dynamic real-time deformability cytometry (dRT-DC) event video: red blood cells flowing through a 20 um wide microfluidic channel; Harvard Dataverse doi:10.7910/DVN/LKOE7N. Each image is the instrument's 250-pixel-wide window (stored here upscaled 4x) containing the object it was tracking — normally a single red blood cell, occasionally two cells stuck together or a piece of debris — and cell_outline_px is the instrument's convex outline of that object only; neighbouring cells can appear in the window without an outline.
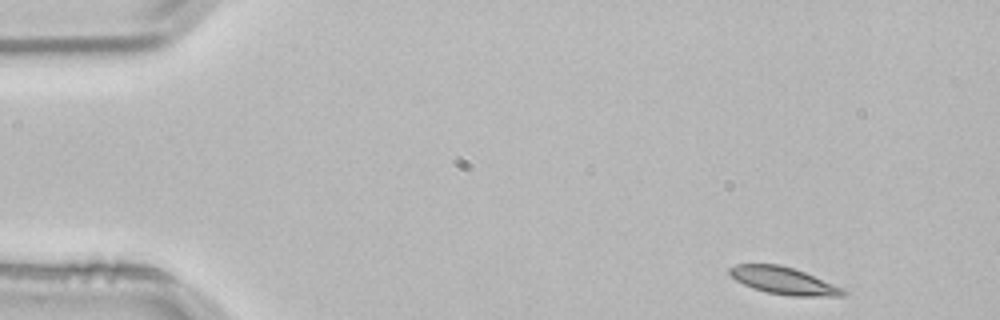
{"species": "common noctule bat (a hibernating species)", "species_latin": "Nyctalus noctula", "temperature_condition": "room temperature", "stored_images_in_passage": 3, "camera_frame_rate_fps": 3000, "um_per_image_px": 0.085, "animal": {"sex": "male", "body_mass_g": 21.5, "forearm_length_mm": 52.0}, "frame": {"image": 1, "passage_image": 1, "time_ms": 0.0, "image_size_px": [1000, 320], "cell_outline_px": [[848, 292], [844, 296], [792, 296], [768, 292], [752, 288], [736, 280], [728, 272], [728, 268], [736, 264], [780, 264], [804, 272], [844, 288]], "centroid_in_image_um": [66.62, 23.86], "position_along_channel_um": 18.4, "area_um2": 17.92}}